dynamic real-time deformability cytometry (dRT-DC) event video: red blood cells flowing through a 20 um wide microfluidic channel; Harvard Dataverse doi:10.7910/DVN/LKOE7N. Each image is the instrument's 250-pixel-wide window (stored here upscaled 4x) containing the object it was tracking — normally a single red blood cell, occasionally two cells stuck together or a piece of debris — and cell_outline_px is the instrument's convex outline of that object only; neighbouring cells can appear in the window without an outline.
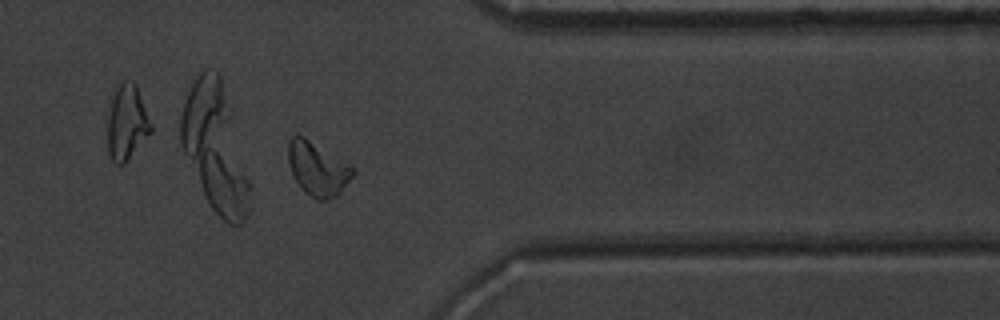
{"species": "common noctule bat (a hibernating species)", "species_latin": "Nyctalus noctula", "temperature_condition": "warm", "stored_images_in_passage": 34, "camera_frame_rate_fps": 3000, "um_per_image_px": 0.085, "animal": {"sex": "male", "body_mass_g": 20.1, "forearm_length_mm": 53.5}, "frame": {"image": 1, "passage_image": 25, "time_ms": 8.0, "image_size_px": [1000, 320], "cell_outline_px": [[356, 172], [340, 192], [336, 196], [324, 200], [320, 200], [304, 192], [300, 188], [292, 172], [288, 160], [288, 140], [292, 136], [304, 136], [348, 164]], "centroid_in_image_um": [26.97, 14.34], "position_along_channel_um": 384.4, "area_um2": 19.77}}